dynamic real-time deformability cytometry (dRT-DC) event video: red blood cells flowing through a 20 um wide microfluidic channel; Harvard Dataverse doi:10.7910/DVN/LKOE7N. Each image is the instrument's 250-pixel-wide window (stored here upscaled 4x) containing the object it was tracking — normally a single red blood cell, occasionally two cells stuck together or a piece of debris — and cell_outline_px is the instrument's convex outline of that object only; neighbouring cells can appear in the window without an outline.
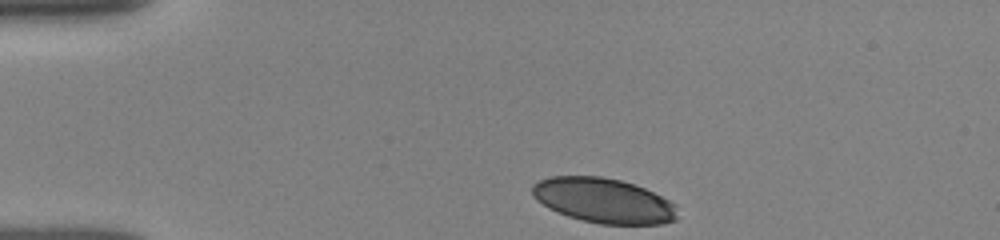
{"species": "human", "species_latin": "Homo sapiens", "temperature_condition": "room temperature", "stored_images_in_passage": 29, "camera_frame_rate_fps": 3000, "um_per_image_px": 0.085, "donor": {"sex": "female"}, "frame": {"image": 1, "passage_image": 1, "time_ms": 0.0, "image_size_px": [1000, 240], "cell_outline_px": [[676, 220], [664, 224], [600, 224], [568, 216], [556, 212], [548, 208], [536, 200], [532, 192], [532, 184], [540, 180], [552, 176], [600, 176], [620, 180], [644, 188], [676, 204]], "centroid_in_image_um": [51.29, 17.05], "position_along_channel_um": 33.7, "area_um2": 37.8}}
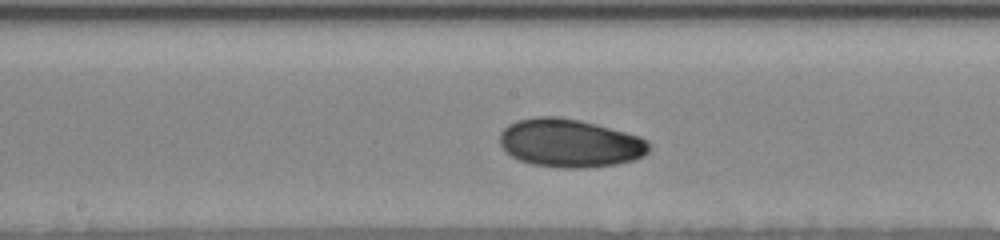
{"frame": {"image": 2, "passage_image": 18, "time_ms": 5.667, "image_size_px": [1000, 240], "cell_outline_px": [[648, 152], [644, 156], [636, 160], [616, 164], [588, 168], [564, 168], [532, 164], [520, 160], [504, 152], [500, 144], [500, 132], [508, 124], [516, 120], [536, 116], [560, 116], [580, 120], [640, 136], [648, 140]], "centroid_in_image_um": [48.42, 12.16], "position_along_channel_um": 199.8, "area_um2": 42.31}}
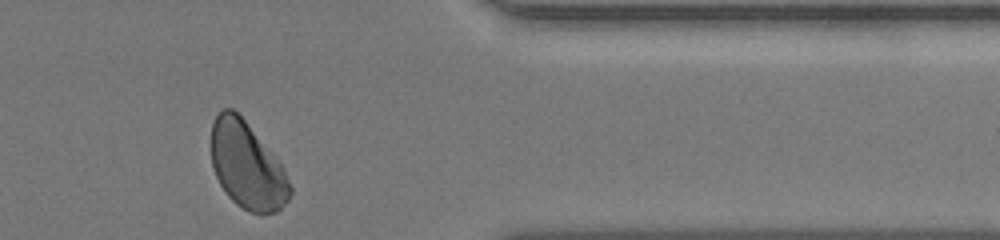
{"frame": {"image": 3, "passage_image": 29, "time_ms": 11.0, "image_size_px": [1000, 240], "cell_outline_px": [[292, 192], [288, 200], [276, 212], [260, 216], [248, 212], [236, 204], [228, 196], [220, 184], [216, 176], [212, 164], [212, 124], [216, 116], [224, 108], [232, 108], [244, 120], [280, 160], [284, 168], [292, 188]], "centroid_in_image_um": [21.04, 14.12], "position_along_channel_um": 390.4, "area_um2": 40.0}, "authors_computed_cell_mechanics": {"area_um2": 40.5178, "velocity_mm_per_s": 3.8471, "shape_relaxation_time_tau1_ms": 5.7252, "shape_relaxation_time_tau2_ms": 5.9173, "deformation_change_tau1": 0.1283, "deformation_change_tau2": 0.0872}}